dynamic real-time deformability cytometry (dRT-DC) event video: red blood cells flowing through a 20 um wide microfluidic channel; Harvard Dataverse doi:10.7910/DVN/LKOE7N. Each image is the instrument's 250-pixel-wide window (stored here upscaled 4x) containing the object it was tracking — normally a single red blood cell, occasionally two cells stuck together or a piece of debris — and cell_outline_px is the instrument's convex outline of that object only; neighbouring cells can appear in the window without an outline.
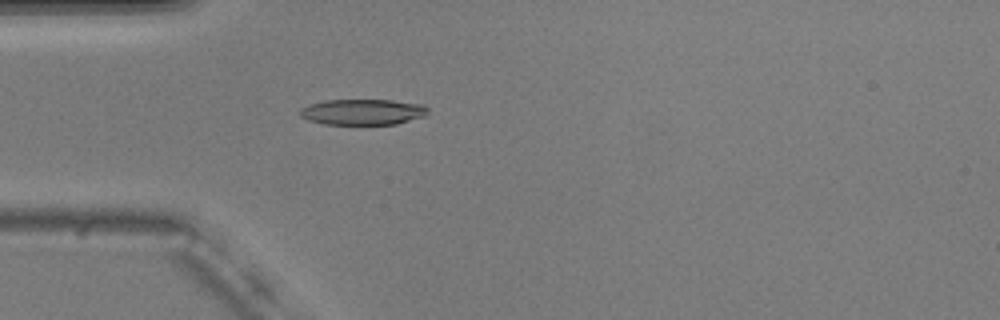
{"species": "common noctule bat (a hibernating species)", "species_latin": "Nyctalus noctula", "temperature_condition": "warm", "stored_images_in_passage": 42, "camera_frame_rate_fps": 3000, "um_per_image_px": 0.085, "animal": {"sex": "male", "body_mass_g": 20.5, "forearm_length_mm": 52.5}, "frame": {"image": 1, "passage_image": 3, "time_ms": 0.667, "image_size_px": [1000, 320], "cell_outline_px": [[428, 112], [424, 116], [396, 124], [324, 124], [308, 120], [300, 116], [300, 108], [308, 104], [324, 100], [392, 100], [424, 104], [428, 108]], "centroid_in_image_um": [30.82, 9.51], "position_along_channel_um": 54.2, "area_um2": 19.31}}
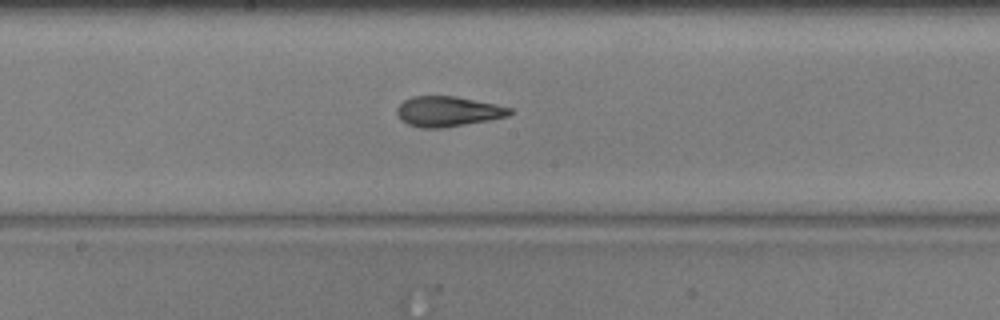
{"frame": {"image": 2, "passage_image": 16, "time_ms": 5.0, "image_size_px": [1000, 320], "cell_outline_px": [[512, 112], [508, 116], [488, 120], [444, 128], [420, 128], [408, 124], [400, 120], [396, 112], [396, 108], [404, 100], [412, 96], [456, 96], [496, 104], [512, 108]], "centroid_in_image_um": [38.04, 9.47], "position_along_channel_um": 210.2, "area_um2": 19.94}}
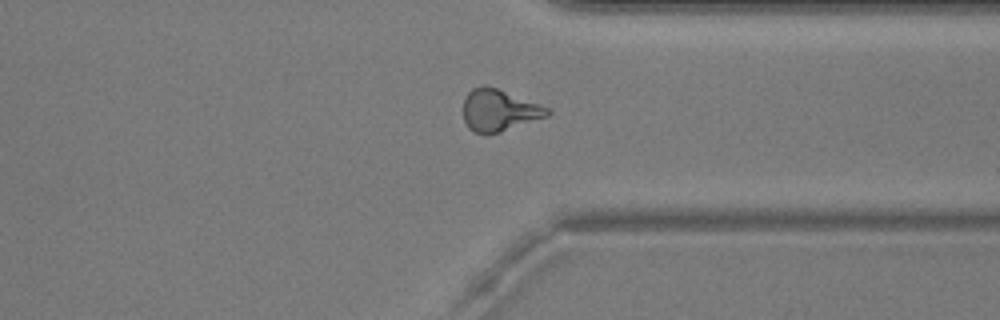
{"frame": {"image": 3, "passage_image": 29, "time_ms": 9.333, "image_size_px": [1000, 320], "cell_outline_px": [[552, 112], [548, 116], [488, 136], [484, 136], [468, 128], [464, 120], [464, 100], [468, 92], [472, 88], [484, 84], [496, 88], [540, 104], [548, 108]], "centroid_in_image_um": [42.41, 9.39], "position_along_channel_um": 369.0, "area_um2": 20.58}, "authors_computed_cell_mechanics": {"area_um2": 19.9121, "velocity_mm_per_s": 3.7125, "shape_relaxation_time_tau1_ms": 5.7183, "shape_relaxation_time_tau2_ms": 2.0993, "deformation_change_tau1": 0.2108, "deformation_change_tau2": 0.099}}